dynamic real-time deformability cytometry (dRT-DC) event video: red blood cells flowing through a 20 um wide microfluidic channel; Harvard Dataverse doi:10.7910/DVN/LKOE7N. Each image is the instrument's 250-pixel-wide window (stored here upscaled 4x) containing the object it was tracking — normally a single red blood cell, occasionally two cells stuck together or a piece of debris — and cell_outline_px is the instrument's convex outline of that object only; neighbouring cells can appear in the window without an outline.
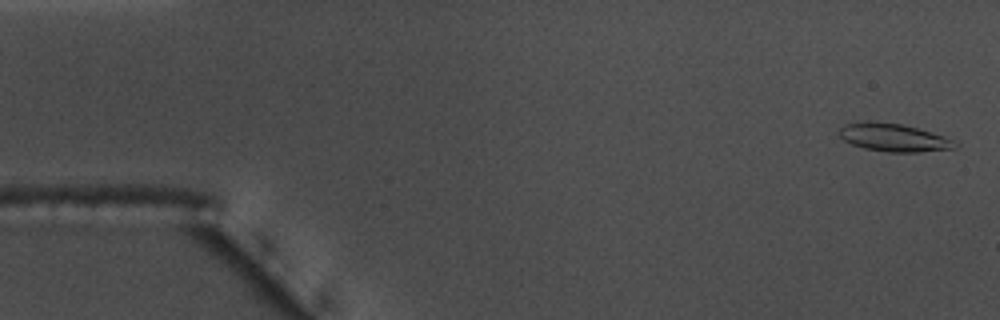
{"species": "common noctule bat (a hibernating species)", "species_latin": "Nyctalus noctula", "temperature_condition": "warm", "stored_images_in_passage": 56, "camera_frame_rate_fps": 3000, "um_per_image_px": 0.085, "animal": {"sex": "male", "body_mass_g": 17.5, "forearm_length_mm": 52.3}, "frame": {"image": 1, "passage_image": 2, "time_ms": 0.333, "image_size_px": [1000, 320], "cell_outline_px": [[960, 144], [952, 148], [920, 152], [888, 152], [864, 148], [852, 144], [844, 140], [840, 136], [840, 128], [844, 124], [872, 120], [876, 120], [904, 124], [944, 136]], "centroid_in_image_um": [75.94, 11.67], "position_along_channel_um": 9.1, "area_um2": 18.9}}
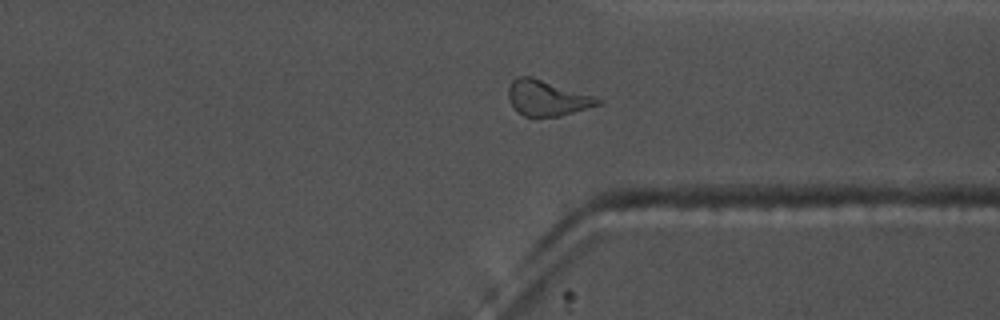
{"frame": {"image": 2, "passage_image": 42, "time_ms": 13.667, "image_size_px": [1000, 320], "cell_outline_px": [[600, 104], [560, 116], [524, 116], [508, 100], [508, 88], [512, 80], [520, 76], [532, 76], [592, 96], [600, 100]], "centroid_in_image_um": [46.45, 8.32], "position_along_channel_um": 365.0, "area_um2": 17.98}}
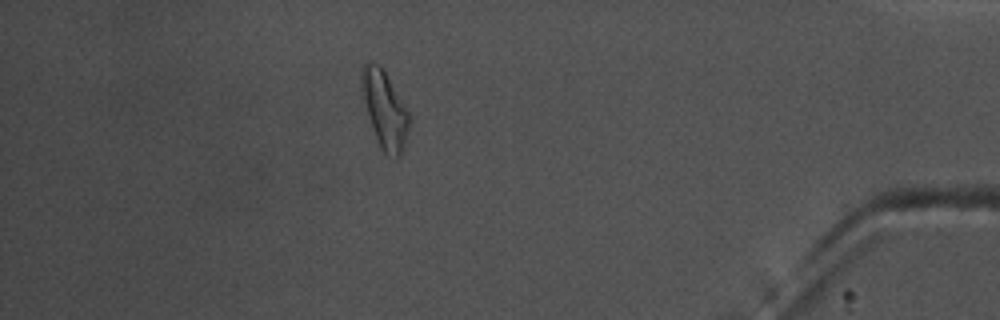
{"frame": {"image": 3, "passage_image": 49, "time_ms": 16.0, "image_size_px": [1000, 320], "cell_outline_px": [[408, 132], [400, 156], [396, 160], [384, 152], [380, 148], [372, 128], [360, 92], [360, 76], [364, 64], [368, 60], [380, 64], [408, 112]], "centroid_in_image_um": [32.64, 9.3], "position_along_channel_um": 402.6, "area_um2": 21.27}, "authors_computed_cell_mechanics": {"area_um2": 18.0625, "velocity_mm_per_s": 3.6637, "shape_relaxation_time_tau1_ms": null, "shape_relaxation_time_tau2_ms": 8.5286, "deformation_change_tau1": null, "deformation_change_tau2": 0.1784}}